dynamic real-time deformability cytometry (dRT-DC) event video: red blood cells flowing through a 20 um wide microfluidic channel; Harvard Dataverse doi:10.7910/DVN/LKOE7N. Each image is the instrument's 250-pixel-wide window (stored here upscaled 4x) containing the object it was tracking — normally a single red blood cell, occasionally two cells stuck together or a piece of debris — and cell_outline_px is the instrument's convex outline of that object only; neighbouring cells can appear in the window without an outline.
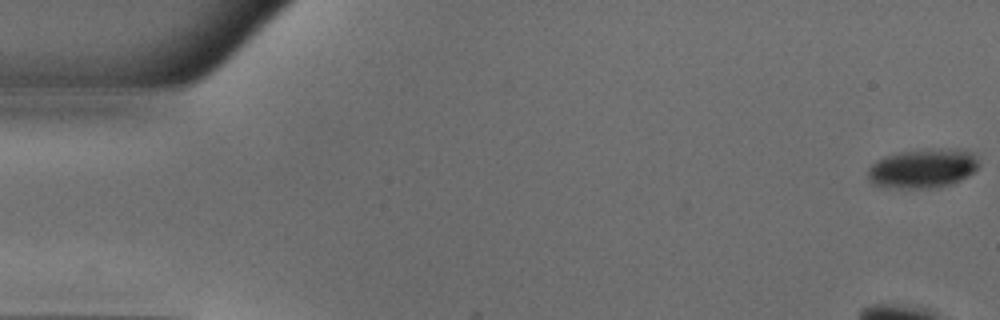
{"species": "common noctule bat (a hibernating species)", "species_latin": "Nyctalus noctula", "temperature_condition": "warm", "stored_images_in_passage": 51, "camera_frame_rate_fps": 3000, "um_per_image_px": 0.085, "animal": {"sex": "male", "body_mass_g": 18.8}, "frame": {"image": 1, "passage_image": 1, "time_ms": 0.0, "image_size_px": [1000, 320], "cell_outline_px": [[980, 164], [968, 176], [952, 184], [940, 188], [892, 188], [872, 184], [868, 180], [868, 168], [876, 160], [884, 156], [900, 152], [940, 148], [956, 148], [972, 152], [976, 156]], "centroid_in_image_um": [78.44, 14.32], "position_along_channel_um": 6.6, "area_um2": 25.72}}